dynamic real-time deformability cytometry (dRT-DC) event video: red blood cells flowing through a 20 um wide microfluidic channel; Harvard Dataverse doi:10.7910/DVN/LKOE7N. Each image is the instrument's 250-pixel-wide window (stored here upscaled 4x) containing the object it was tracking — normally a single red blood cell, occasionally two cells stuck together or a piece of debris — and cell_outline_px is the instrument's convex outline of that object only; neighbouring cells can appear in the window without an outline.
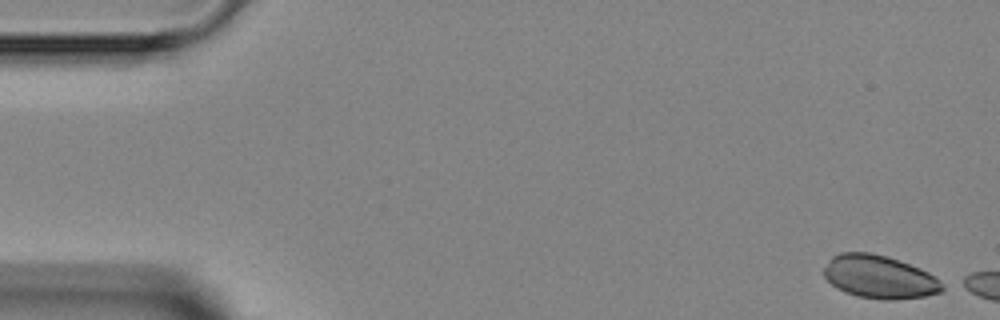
{"species": "Egyptian fruit bat (a non-hibernating species)", "species_latin": "Rousettus aegyptiacus", "temperature_condition": "room temperature", "stored_images_in_passage": 2, "camera_frame_rate_fps": 3000, "um_per_image_px": 0.085, "animal": {"sex": "female"}, "frame": {"image": 1, "passage_image": 1, "time_ms": 0.0, "image_size_px": [1000, 320], "cell_outline_px": [[948, 288], [944, 292], [924, 296], [892, 300], [884, 300], [856, 296], [844, 292], [836, 288], [824, 276], [824, 268], [828, 260], [832, 256], [840, 252], [872, 252], [888, 256], [920, 268], [928, 272], [940, 280]], "centroid_in_image_um": [74.78, 23.54], "position_along_channel_um": 10.2, "area_um2": 30.17}}